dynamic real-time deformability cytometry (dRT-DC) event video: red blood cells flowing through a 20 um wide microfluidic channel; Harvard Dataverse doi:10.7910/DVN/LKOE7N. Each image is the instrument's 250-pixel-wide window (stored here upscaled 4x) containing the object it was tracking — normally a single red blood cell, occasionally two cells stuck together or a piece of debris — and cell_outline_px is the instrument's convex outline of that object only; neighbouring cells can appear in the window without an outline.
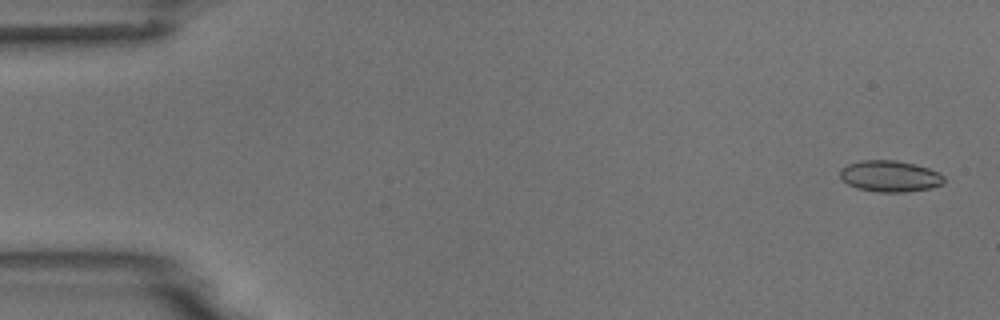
{"species": "common noctule bat (a hibernating species)", "species_latin": "Nyctalus noctula", "temperature_condition": "room temperature", "stored_images_in_passage": 5, "camera_frame_rate_fps": 3000, "um_per_image_px": 0.085, "animal": {"sex": "male", "body_mass_g": 18.8}, "frame": {"image": 1, "passage_image": 1, "time_ms": 0.0, "image_size_px": [1000, 320], "cell_outline_px": [[944, 184], [928, 188], [904, 192], [880, 192], [856, 188], [848, 184], [840, 176], [840, 168], [848, 164], [860, 160], [896, 160], [916, 164], [940, 172], [944, 176]], "centroid_in_image_um": [75.65, 14.96], "position_along_channel_um": 9.3, "area_um2": 19.02}}
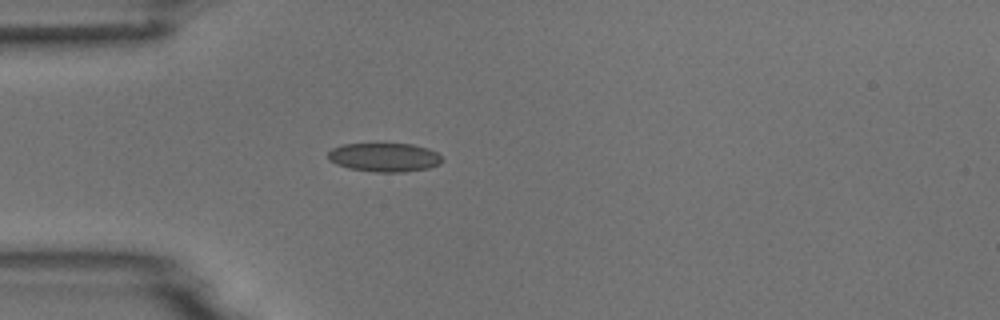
{"frame": {"image": 2, "passage_image": 5, "time_ms": 4.333, "image_size_px": [1000, 320], "cell_outline_px": [[444, 160], [440, 164], [428, 168], [404, 172], [376, 172], [348, 168], [336, 164], [328, 160], [328, 152], [332, 148], [344, 144], [412, 144], [428, 148], [436, 152]], "centroid_in_image_um": [32.67, 13.38], "position_along_channel_um": 52.3, "area_um2": 19.19}}